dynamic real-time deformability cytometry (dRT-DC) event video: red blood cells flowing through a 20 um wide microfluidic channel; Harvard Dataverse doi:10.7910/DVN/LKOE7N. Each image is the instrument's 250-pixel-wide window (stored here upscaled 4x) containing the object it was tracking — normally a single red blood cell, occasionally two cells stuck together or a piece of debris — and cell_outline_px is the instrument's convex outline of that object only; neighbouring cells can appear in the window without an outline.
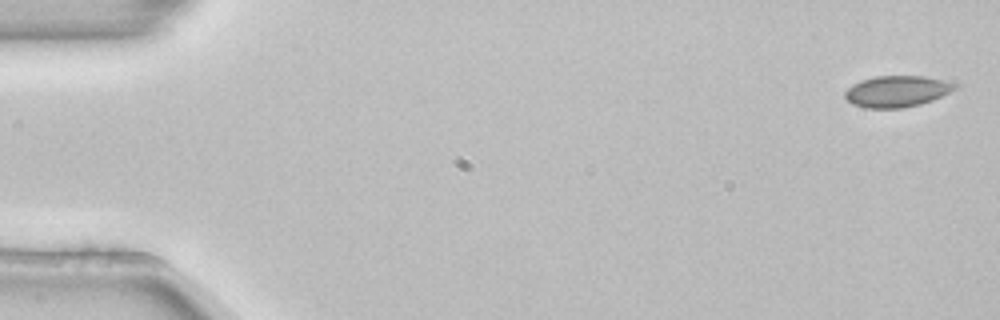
{"species": "common noctule bat (a hibernating species)", "species_latin": "Nyctalus noctula", "temperature_condition": "room temperature", "stored_images_in_passage": 3, "camera_frame_rate_fps": 3000, "um_per_image_px": 0.085, "animal": {"sex": "female", "body_mass_g": 22.7, "forearm_length_mm": 54.2}, "frame": {"image": 1, "passage_image": 1, "time_ms": 0.0, "image_size_px": [1000, 320], "cell_outline_px": [[956, 88], [932, 100], [920, 104], [904, 108], [864, 108], [852, 104], [844, 96], [844, 92], [852, 84], [860, 80], [876, 76], [924, 76], [944, 80], [956, 84]], "centroid_in_image_um": [76.19, 7.76], "position_along_channel_um": 8.8, "area_um2": 20.0}}
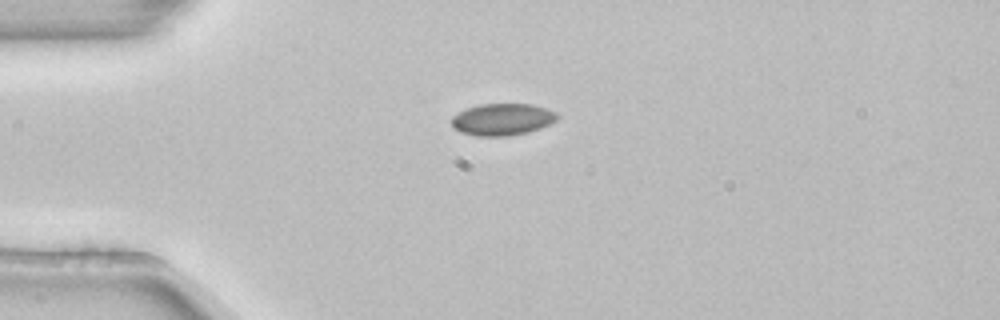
{"frame": {"image": 2, "passage_image": 3, "time_ms": 0.667, "image_size_px": [1000, 320], "cell_outline_px": [[560, 116], [556, 120], [540, 128], [528, 132], [508, 136], [476, 136], [460, 132], [452, 128], [452, 116], [468, 108], [480, 104], [532, 104], [556, 112]], "centroid_in_image_um": [42.69, 10.16], "position_along_channel_um": 42.3, "area_um2": 19.59}}